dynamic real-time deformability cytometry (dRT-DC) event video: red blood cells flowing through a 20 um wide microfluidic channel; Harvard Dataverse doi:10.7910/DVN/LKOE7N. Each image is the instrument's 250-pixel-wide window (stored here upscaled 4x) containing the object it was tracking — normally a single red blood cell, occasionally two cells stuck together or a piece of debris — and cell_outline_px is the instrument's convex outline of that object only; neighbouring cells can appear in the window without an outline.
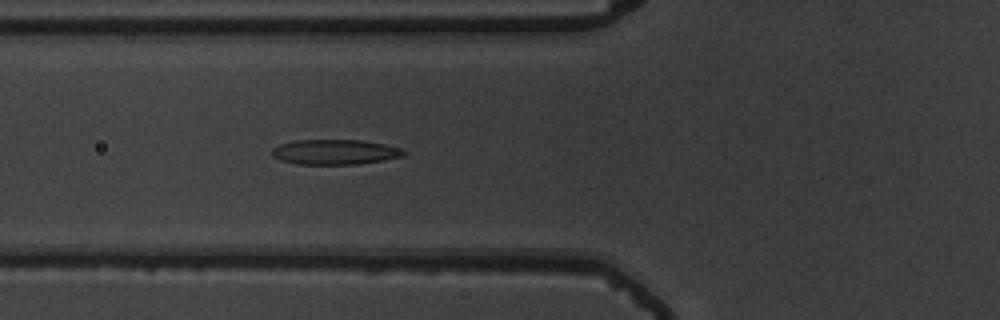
{"species": "common noctule bat (a hibernating species)", "species_latin": "Nyctalus noctula", "temperature_condition": "warm", "stored_images_in_passage": 55, "camera_frame_rate_fps": 3000, "um_per_image_px": 0.085, "animal": {"sex": "male", "body_mass_g": 19.5, "forearm_length_mm": 54.6}, "frame": {"image": 1, "passage_image": 21, "time_ms": 6.667, "image_size_px": [1000, 320], "cell_outline_px": [[408, 152], [404, 156], [384, 160], [360, 164], [296, 164], [280, 160], [272, 156], [272, 148], [280, 144], [296, 140], [360, 140], [384, 144]], "centroid_in_image_um": [28.45, 12.92], "position_along_channel_um": 97.4, "area_um2": 19.19}}
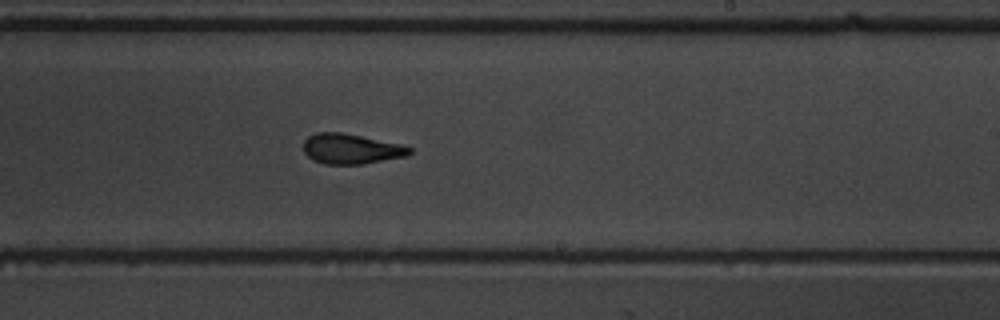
{"frame": {"image": 2, "passage_image": 34, "time_ms": 11.0, "image_size_px": [1000, 320], "cell_outline_px": [[412, 152], [404, 156], [360, 164], [324, 164], [312, 160], [304, 152], [304, 140], [308, 136], [316, 132], [340, 132], [400, 144], [412, 148]], "centroid_in_image_um": [29.78, 12.65], "position_along_channel_um": 259.2, "area_um2": 18.38}}
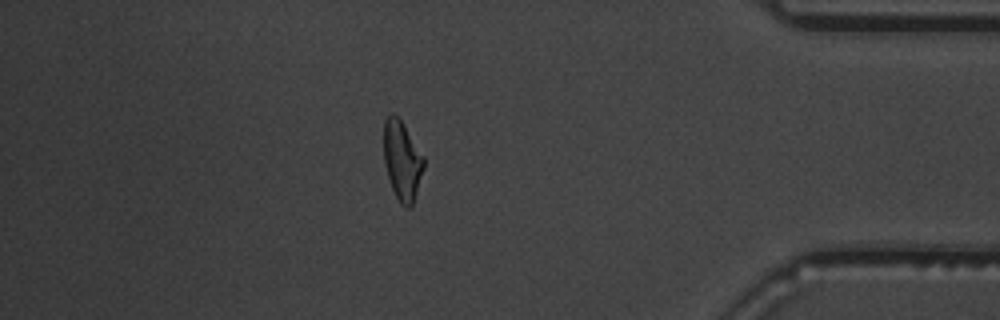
{"frame": {"image": 3, "passage_image": 48, "time_ms": 15.667, "image_size_px": [1000, 320], "cell_outline_px": [[424, 168], [412, 204], [408, 208], [404, 208], [400, 204], [392, 188], [384, 164], [384, 120], [392, 112], [400, 120], [424, 156]], "centroid_in_image_um": [34.17, 13.66], "position_along_channel_um": 401.0, "area_um2": 18.21}, "authors_computed_cell_mechanics": {"area_um2": 18.9584, "velocity_mm_per_s": 3.7364, "shape_relaxation_time_tau1_ms": 4.8357, "shape_relaxation_time_tau2_ms": 1.6228, "deformation_change_tau1": 0.1781, "deformation_change_tau2": 0.1025}}